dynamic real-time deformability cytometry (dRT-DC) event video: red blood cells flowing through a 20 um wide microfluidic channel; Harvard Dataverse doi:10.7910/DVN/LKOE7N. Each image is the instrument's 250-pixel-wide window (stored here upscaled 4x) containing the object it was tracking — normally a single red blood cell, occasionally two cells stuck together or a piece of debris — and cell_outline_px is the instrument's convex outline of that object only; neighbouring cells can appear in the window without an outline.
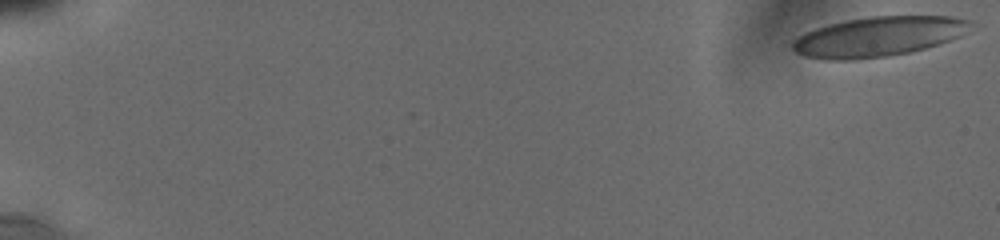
{"species": "human", "species_latin": "Homo sapiens", "temperature_condition": "cold", "stored_images_in_passage": 17, "camera_frame_rate_fps": 3000, "um_per_image_px": 0.085, "donor": {"sex": "male"}, "frame": {"image": 1, "passage_image": 1, "time_ms": 0.0, "image_size_px": [1000, 240], "cell_outline_px": [[972, 20], [960, 36], [924, 48], [908, 52], [884, 56], [848, 60], [824, 60], [804, 56], [796, 52], [792, 48], [792, 44], [804, 32], [828, 24], [848, 20], [872, 16], [952, 16]], "centroid_in_image_um": [74.6, 3.11], "position_along_channel_um": 10.4, "area_um2": 40.63}}
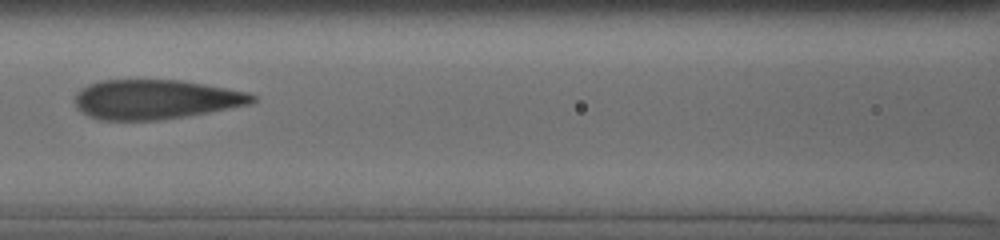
{"frame": {"image": 2, "passage_image": 9, "time_ms": 9.0, "image_size_px": [1000, 240], "cell_outline_px": [[256, 100], [248, 104], [208, 112], [184, 116], [156, 120], [100, 120], [88, 116], [80, 112], [76, 108], [72, 100], [76, 92], [80, 88], [88, 84], [100, 80], [180, 80], [204, 84], [248, 92], [256, 96]], "centroid_in_image_um": [13.12, 8.44], "position_along_channel_um": 153.5, "area_um2": 40.98}}
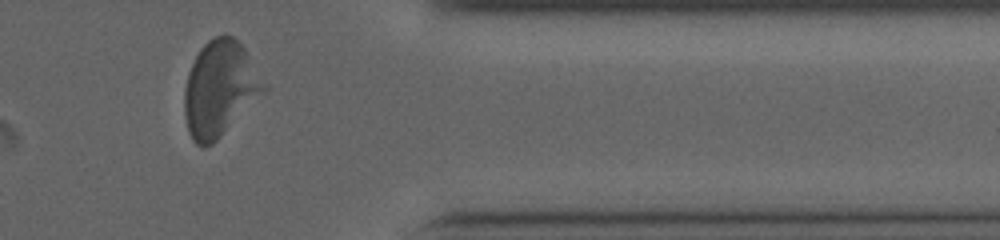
{"frame": {"image": 3, "passage_image": 15, "time_ms": 15.667, "image_size_px": [1000, 240], "cell_outline_px": [[268, 88], [212, 144], [204, 148], [196, 144], [192, 140], [188, 132], [184, 112], [184, 88], [188, 72], [200, 48], [212, 36], [224, 32], [232, 36], [244, 48], [268, 84]], "centroid_in_image_um": [18.67, 7.51], "position_along_channel_um": 392.7, "area_um2": 44.22}, "authors_computed_cell_mechanics": {"area_um2": 41.616, "velocity_mm_per_s": 3.7636, "shape_relaxation_time_tau1_ms": 9.1916, "shape_relaxation_time_tau2_ms": 1.1458, "deformation_change_tau1": 0.2257, "deformation_change_tau2": 0.0531}}